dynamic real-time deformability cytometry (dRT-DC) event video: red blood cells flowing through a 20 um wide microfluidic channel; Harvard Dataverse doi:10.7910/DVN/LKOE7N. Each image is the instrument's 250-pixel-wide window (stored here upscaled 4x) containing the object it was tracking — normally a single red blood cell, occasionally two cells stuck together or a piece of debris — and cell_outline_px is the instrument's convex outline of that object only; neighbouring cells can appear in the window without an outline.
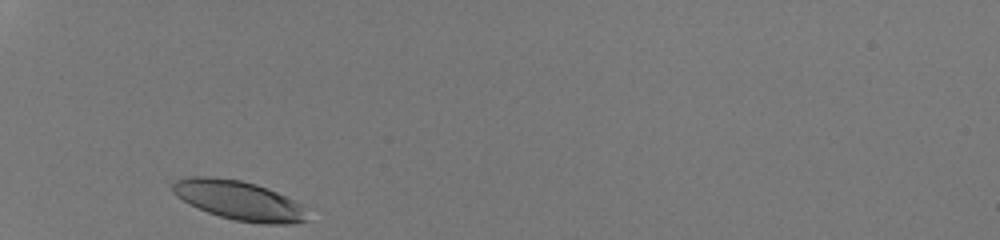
{"species": "human", "species_latin": "Homo sapiens", "temperature_condition": "room temperature", "stored_images_in_passage": 26, "camera_frame_rate_fps": 3000, "um_per_image_px": 0.085, "donor": {"sex": "male"}, "frame": {"image": 1, "passage_image": 1, "time_ms": 0.0, "image_size_px": [1000, 240], "cell_outline_px": [[308, 220], [288, 224], [264, 224], [236, 220], [220, 216], [208, 212], [188, 204], [176, 196], [172, 192], [172, 184], [176, 180], [192, 176], [212, 176], [240, 180], [256, 184], [268, 188], [300, 204]], "centroid_in_image_um": [20.25, 17.02], "position_along_channel_um": 64.8, "area_um2": 30.58}}
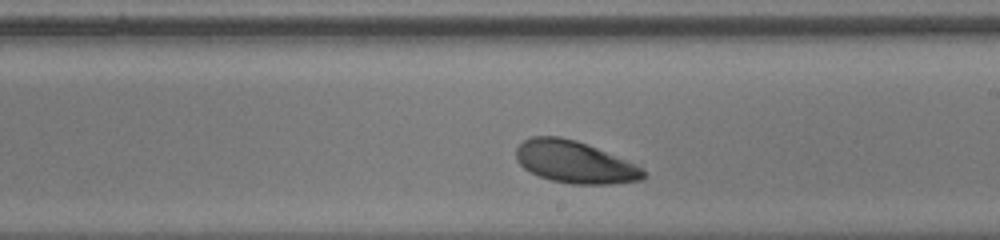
{"frame": {"image": 2, "passage_image": 15, "time_ms": 4.667, "image_size_px": [1000, 240], "cell_outline_px": [[644, 176], [640, 180], [612, 184], [572, 184], [552, 180], [540, 176], [524, 168], [516, 160], [516, 148], [524, 140], [532, 136], [560, 136], [576, 140], [596, 148], [624, 160], [640, 168], [644, 172]], "centroid_in_image_um": [48.78, 13.77], "position_along_channel_um": 240.2, "area_um2": 30.63}}
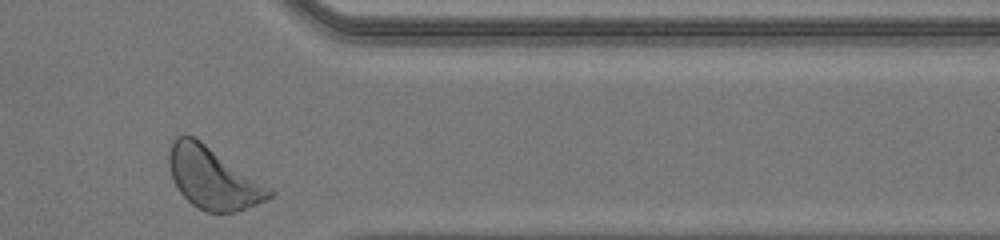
{"frame": {"image": 3, "passage_image": 26, "time_ms": 8.333, "image_size_px": [1000, 240], "cell_outline_px": [[276, 192], [272, 196], [256, 204], [236, 212], [208, 212], [192, 204], [180, 192], [172, 176], [168, 160], [168, 152], [172, 140], [176, 136], [192, 136], [200, 140], [272, 188]], "centroid_in_image_um": [18.11, 15.13], "position_along_channel_um": 393.3, "area_um2": 35.66}, "authors_computed_cell_mechanics": {"area_um2": 31.7033, "velocity_mm_per_s": 4.2475, "shape_relaxation_time_tau1_ms": 2.1071, "shape_relaxation_time_tau2_ms": null, "deformation_change_tau1": 0.1004, "deformation_change_tau2": null}}